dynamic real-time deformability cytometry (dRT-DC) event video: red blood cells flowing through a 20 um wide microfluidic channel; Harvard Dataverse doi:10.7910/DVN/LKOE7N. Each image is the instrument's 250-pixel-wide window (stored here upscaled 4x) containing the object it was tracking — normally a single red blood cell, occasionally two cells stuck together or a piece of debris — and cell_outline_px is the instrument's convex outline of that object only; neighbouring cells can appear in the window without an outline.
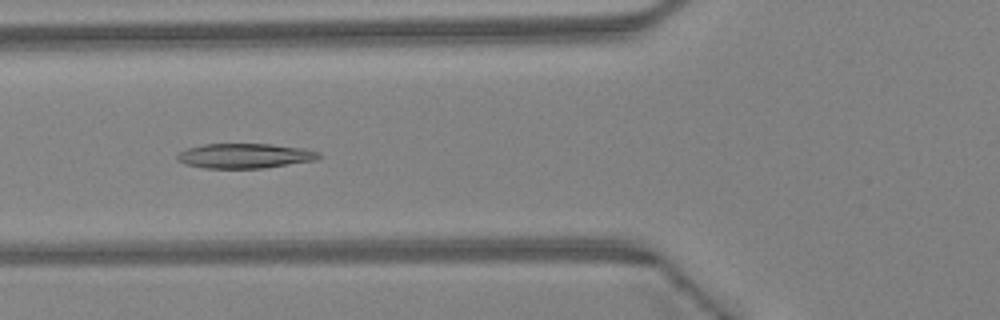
{"species": "Egyptian fruit bat (a non-hibernating species)", "species_latin": "Rousettus aegyptiacus", "temperature_condition": "warm", "stored_images_in_passage": 45, "camera_frame_rate_fps": 3000, "um_per_image_px": 0.085, "animal": {"sex": "female"}, "frame": {"image": 1, "passage_image": 17, "time_ms": 5.333, "image_size_px": [1000, 320], "cell_outline_px": [[324, 156], [316, 160], [264, 168], [204, 168], [184, 164], [176, 160], [176, 156], [180, 152], [188, 148], [204, 144], [272, 144], [304, 148], [320, 152]], "centroid_in_image_um": [20.84, 13.25], "position_along_channel_um": 105.0, "area_um2": 20.63}}
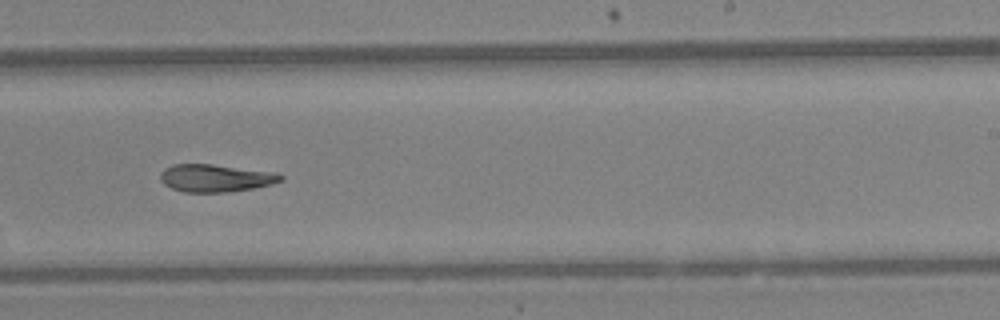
{"frame": {"image": 2, "passage_image": 28, "time_ms": 9.0, "image_size_px": [1000, 320], "cell_outline_px": [[284, 180], [272, 184], [252, 188], [228, 192], [184, 192], [172, 188], [164, 184], [160, 180], [160, 172], [164, 168], [172, 164], [212, 164], [276, 172], [284, 176]], "centroid_in_image_um": [18.32, 15.13], "position_along_channel_um": 270.7, "area_um2": 19.48}}
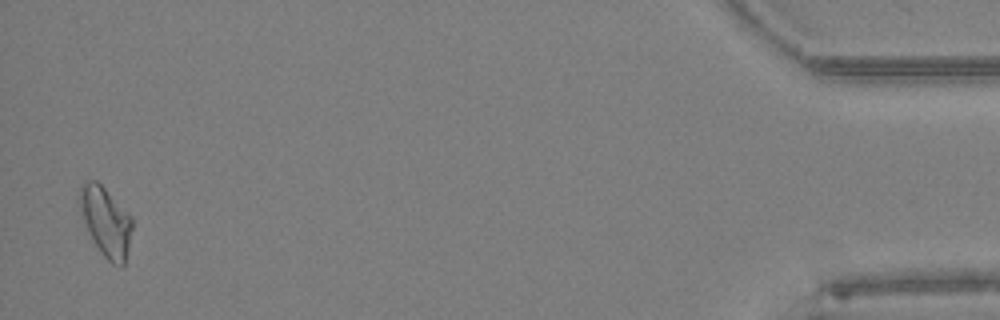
{"frame": {"image": 3, "passage_image": 44, "time_ms": 14.333, "image_size_px": [1000, 320], "cell_outline_px": [[132, 228], [128, 248], [124, 264], [120, 268], [112, 264], [100, 252], [84, 220], [76, 200], [80, 188], [84, 180], [96, 180], [132, 216]], "centroid_in_image_um": [8.98, 18.81], "position_along_channel_um": 426.2, "area_um2": 21.1}}